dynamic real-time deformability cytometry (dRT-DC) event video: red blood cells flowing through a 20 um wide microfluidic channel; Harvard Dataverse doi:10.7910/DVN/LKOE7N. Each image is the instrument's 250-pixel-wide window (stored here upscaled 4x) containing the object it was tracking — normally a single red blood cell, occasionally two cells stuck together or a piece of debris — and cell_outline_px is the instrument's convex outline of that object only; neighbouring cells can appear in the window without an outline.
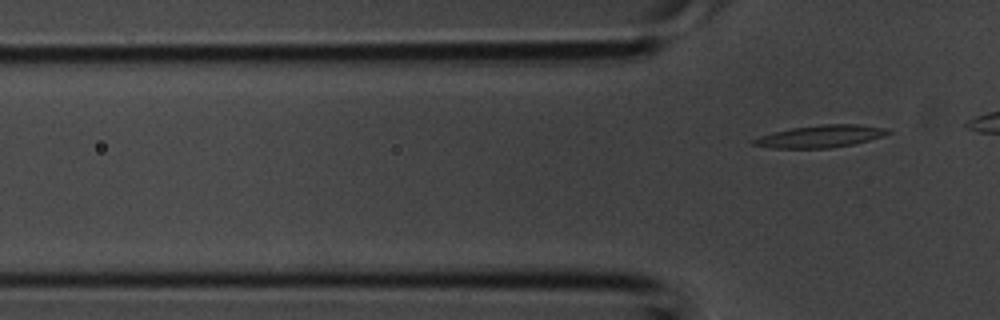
{"species": "common noctule bat (a hibernating species)", "species_latin": "Nyctalus noctula", "temperature_condition": "room temperature", "stored_images_in_passage": 5, "camera_frame_rate_fps": 3000, "um_per_image_px": 0.085, "animal": {"sex": "male", "body_mass_g": 20.1, "forearm_length_mm": 53.5}, "frame": {"image": 1, "passage_image": 5, "time_ms": 1.333, "image_size_px": [1000, 320], "cell_outline_px": [[892, 132], [884, 136], [852, 144], [832, 148], [772, 148], [752, 144], [752, 140], [760, 136], [792, 128], [824, 124], [856, 124], [884, 128]], "centroid_in_image_um": [69.75, 11.59], "position_along_channel_um": 56.0, "area_um2": 17.17}}